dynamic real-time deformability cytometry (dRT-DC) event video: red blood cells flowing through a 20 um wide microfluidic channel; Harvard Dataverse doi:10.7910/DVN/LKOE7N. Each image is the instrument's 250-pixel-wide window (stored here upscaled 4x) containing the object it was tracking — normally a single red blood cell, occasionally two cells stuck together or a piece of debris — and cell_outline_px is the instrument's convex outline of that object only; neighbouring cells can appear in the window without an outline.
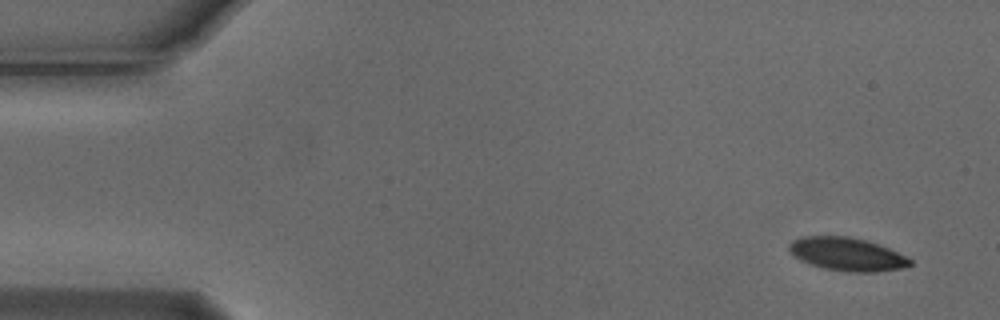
{"species": "Egyptian fruit bat (a non-hibernating species)", "species_latin": "Rousettus aegyptiacus", "temperature_condition": "cold", "stored_images_in_passage": 45, "camera_frame_rate_fps": 3000, "um_per_image_px": 0.085, "animal": {"sex": "male"}, "frame": {"image": 1, "passage_image": 1, "time_ms": 0.0, "image_size_px": [1000, 320], "cell_outline_px": [[912, 264], [904, 268], [876, 272], [848, 272], [824, 268], [808, 264], [792, 256], [788, 252], [788, 244], [792, 240], [804, 236], [848, 236], [864, 240], [888, 248], [912, 260]], "centroid_in_image_um": [71.93, 21.61], "position_along_channel_um": 13.1, "area_um2": 23.47}}
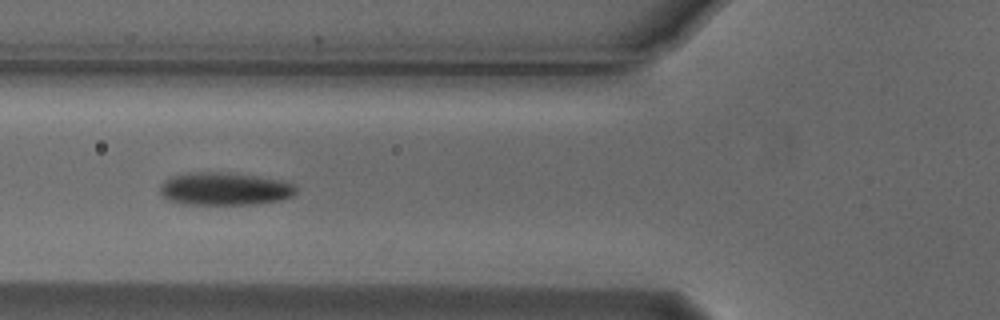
{"frame": {"image": 2, "passage_image": 18, "time_ms": 5.667, "image_size_px": [1000, 320], "cell_outline_px": [[296, 192], [292, 196], [284, 200], [256, 204], [184, 204], [168, 200], [160, 192], [160, 184], [164, 180], [172, 176], [196, 172], [228, 172], [256, 176], [296, 184]], "centroid_in_image_um": [19.1, 16.06], "position_along_channel_um": 106.7, "area_um2": 26.01}}
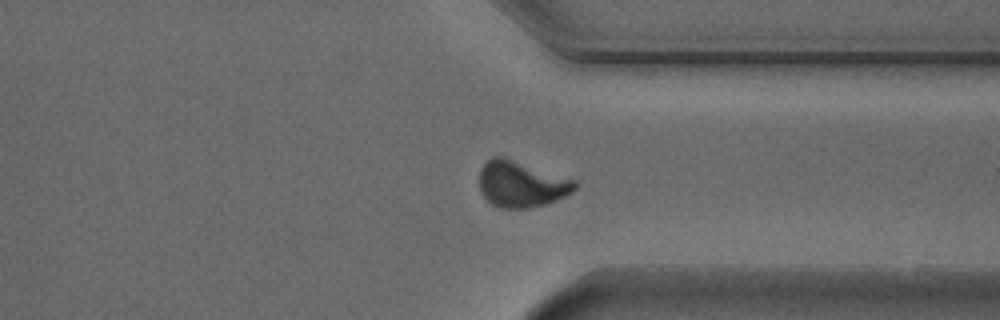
{"frame": {"image": 3, "passage_image": 39, "time_ms": 12.667, "image_size_px": [1000, 320], "cell_outline_px": [[576, 188], [572, 192], [556, 200], [544, 204], [528, 208], [500, 208], [492, 204], [480, 192], [480, 168], [492, 156], [504, 156], [576, 180]], "centroid_in_image_um": [44.3, 15.63], "position_along_channel_um": 367.1, "area_um2": 25.66}, "authors_computed_cell_mechanics": {"area_um2": 24.9696, "velocity_mm_per_s": 3.7403, "shape_relaxation_time_tau1_ms": 3.1197, "shape_relaxation_time_tau2_ms": null, "deformation_change_tau1": 0.1499, "deformation_change_tau2": null}}